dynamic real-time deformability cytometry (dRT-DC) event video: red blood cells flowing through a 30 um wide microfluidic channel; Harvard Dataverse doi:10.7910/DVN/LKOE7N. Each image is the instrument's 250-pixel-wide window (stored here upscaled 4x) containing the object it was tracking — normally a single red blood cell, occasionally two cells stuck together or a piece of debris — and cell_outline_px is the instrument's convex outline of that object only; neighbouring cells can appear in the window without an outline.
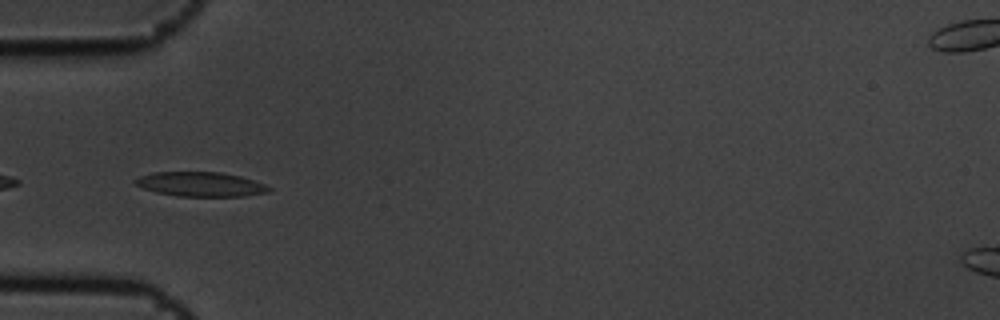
{"species": "common noctule bat (a hibernating species)", "species_latin": "Nyctalus noctula", "temperature_condition": "cold", "stored_images_in_passage": 7, "camera_frame_rate_fps": 3000, "um_per_image_px": 0.085, "animal": {"sex": "male", "body_mass_g": 19.5, "forearm_length_mm": 54.6}, "frame": {"image": 1, "passage_image": 7, "time_ms": 2.0, "image_size_px": [1000, 320], "cell_outline_px": [[272, 188], [268, 192], [244, 196], [176, 196], [156, 192], [144, 188], [136, 184], [132, 180], [140, 176], [152, 172], [220, 172], [240, 176], [264, 184]], "centroid_in_image_um": [17.03, 15.66], "position_along_channel_um": 68.0, "area_um2": 18.96}}